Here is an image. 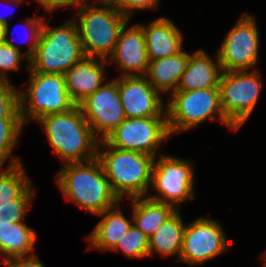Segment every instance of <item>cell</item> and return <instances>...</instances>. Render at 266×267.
I'll list each match as a JSON object with an SVG mask.
<instances>
[{
    "mask_svg": "<svg viewBox=\"0 0 266 267\" xmlns=\"http://www.w3.org/2000/svg\"><path fill=\"white\" fill-rule=\"evenodd\" d=\"M44 10L47 12H53V10L62 8V7H72L76 8L84 0H36Z\"/></svg>",
    "mask_w": 266,
    "mask_h": 267,
    "instance_id": "1f68e13d",
    "label": "cell"
},
{
    "mask_svg": "<svg viewBox=\"0 0 266 267\" xmlns=\"http://www.w3.org/2000/svg\"><path fill=\"white\" fill-rule=\"evenodd\" d=\"M166 115L170 135L197 127L206 120L218 121L237 131L226 119L220 104L218 88L175 91L166 100Z\"/></svg>",
    "mask_w": 266,
    "mask_h": 267,
    "instance_id": "8992f818",
    "label": "cell"
},
{
    "mask_svg": "<svg viewBox=\"0 0 266 267\" xmlns=\"http://www.w3.org/2000/svg\"><path fill=\"white\" fill-rule=\"evenodd\" d=\"M5 38V25L0 22V42H3Z\"/></svg>",
    "mask_w": 266,
    "mask_h": 267,
    "instance_id": "e575fe53",
    "label": "cell"
},
{
    "mask_svg": "<svg viewBox=\"0 0 266 267\" xmlns=\"http://www.w3.org/2000/svg\"><path fill=\"white\" fill-rule=\"evenodd\" d=\"M26 0H1L0 2H1V4L3 3V4H5L6 3V5H7V3L9 4V5H13V4H15L14 6L16 7V5H20V3H23V2H25ZM9 8V7H8ZM11 8V7H10ZM10 15V14H9ZM0 22H2L4 25H7L8 24V21L6 20V17L4 16V15H1L0 14Z\"/></svg>",
    "mask_w": 266,
    "mask_h": 267,
    "instance_id": "d6a6232c",
    "label": "cell"
},
{
    "mask_svg": "<svg viewBox=\"0 0 266 267\" xmlns=\"http://www.w3.org/2000/svg\"><path fill=\"white\" fill-rule=\"evenodd\" d=\"M0 119H22L19 109V89L6 80H0Z\"/></svg>",
    "mask_w": 266,
    "mask_h": 267,
    "instance_id": "83f0119b",
    "label": "cell"
},
{
    "mask_svg": "<svg viewBox=\"0 0 266 267\" xmlns=\"http://www.w3.org/2000/svg\"><path fill=\"white\" fill-rule=\"evenodd\" d=\"M160 0H121L116 6L125 17L131 20L134 13L143 9H157Z\"/></svg>",
    "mask_w": 266,
    "mask_h": 267,
    "instance_id": "f546056e",
    "label": "cell"
},
{
    "mask_svg": "<svg viewBox=\"0 0 266 267\" xmlns=\"http://www.w3.org/2000/svg\"><path fill=\"white\" fill-rule=\"evenodd\" d=\"M149 249V238L134 224L126 231L111 251L124 253L127 258H146Z\"/></svg>",
    "mask_w": 266,
    "mask_h": 267,
    "instance_id": "484cf974",
    "label": "cell"
},
{
    "mask_svg": "<svg viewBox=\"0 0 266 267\" xmlns=\"http://www.w3.org/2000/svg\"><path fill=\"white\" fill-rule=\"evenodd\" d=\"M37 123L42 126L52 151L62 164L85 162L97 157L99 140L78 105L65 113L45 116Z\"/></svg>",
    "mask_w": 266,
    "mask_h": 267,
    "instance_id": "7a4b0ae2",
    "label": "cell"
},
{
    "mask_svg": "<svg viewBox=\"0 0 266 267\" xmlns=\"http://www.w3.org/2000/svg\"><path fill=\"white\" fill-rule=\"evenodd\" d=\"M258 70L223 71L218 84L220 104L227 121L239 130L254 110L262 91Z\"/></svg>",
    "mask_w": 266,
    "mask_h": 267,
    "instance_id": "9c48e42d",
    "label": "cell"
},
{
    "mask_svg": "<svg viewBox=\"0 0 266 267\" xmlns=\"http://www.w3.org/2000/svg\"><path fill=\"white\" fill-rule=\"evenodd\" d=\"M34 253L28 257H18L6 261L4 267H45L43 262Z\"/></svg>",
    "mask_w": 266,
    "mask_h": 267,
    "instance_id": "4dcf8cb0",
    "label": "cell"
},
{
    "mask_svg": "<svg viewBox=\"0 0 266 267\" xmlns=\"http://www.w3.org/2000/svg\"><path fill=\"white\" fill-rule=\"evenodd\" d=\"M36 239V232L24 222L0 223V256L4 258L2 263L33 252Z\"/></svg>",
    "mask_w": 266,
    "mask_h": 267,
    "instance_id": "603a6c76",
    "label": "cell"
},
{
    "mask_svg": "<svg viewBox=\"0 0 266 267\" xmlns=\"http://www.w3.org/2000/svg\"><path fill=\"white\" fill-rule=\"evenodd\" d=\"M167 116L126 118L104 141L121 150L157 157L162 142L170 138ZM161 144V145H160Z\"/></svg>",
    "mask_w": 266,
    "mask_h": 267,
    "instance_id": "30bf717a",
    "label": "cell"
},
{
    "mask_svg": "<svg viewBox=\"0 0 266 267\" xmlns=\"http://www.w3.org/2000/svg\"><path fill=\"white\" fill-rule=\"evenodd\" d=\"M9 29V24L5 25V38L0 42V80L6 81H10L6 72L20 70L22 59L25 58L29 63L28 57L21 51V46L10 40Z\"/></svg>",
    "mask_w": 266,
    "mask_h": 267,
    "instance_id": "4316f807",
    "label": "cell"
},
{
    "mask_svg": "<svg viewBox=\"0 0 266 267\" xmlns=\"http://www.w3.org/2000/svg\"><path fill=\"white\" fill-rule=\"evenodd\" d=\"M191 53L182 50L166 58L149 61L146 78L160 92L176 91L180 78L186 70Z\"/></svg>",
    "mask_w": 266,
    "mask_h": 267,
    "instance_id": "44dd1931",
    "label": "cell"
},
{
    "mask_svg": "<svg viewBox=\"0 0 266 267\" xmlns=\"http://www.w3.org/2000/svg\"><path fill=\"white\" fill-rule=\"evenodd\" d=\"M44 20H45L44 17L41 16L39 17L33 16L31 18L29 17L25 19L26 22L23 25L28 31L26 32L28 38L26 39L27 41L25 42V44L27 43L28 45V49L23 53L28 57V59H30L35 53L37 44L39 43L40 34L44 25Z\"/></svg>",
    "mask_w": 266,
    "mask_h": 267,
    "instance_id": "f1b7e54d",
    "label": "cell"
},
{
    "mask_svg": "<svg viewBox=\"0 0 266 267\" xmlns=\"http://www.w3.org/2000/svg\"><path fill=\"white\" fill-rule=\"evenodd\" d=\"M75 12L78 17L74 15L71 19L76 23L84 55L107 60L115 49L121 28L130 20L115 5H92L86 0Z\"/></svg>",
    "mask_w": 266,
    "mask_h": 267,
    "instance_id": "277c9868",
    "label": "cell"
},
{
    "mask_svg": "<svg viewBox=\"0 0 266 267\" xmlns=\"http://www.w3.org/2000/svg\"><path fill=\"white\" fill-rule=\"evenodd\" d=\"M62 165V170L56 176L60 191L87 213L100 214L121 201L114 193L97 157Z\"/></svg>",
    "mask_w": 266,
    "mask_h": 267,
    "instance_id": "6da1fadb",
    "label": "cell"
},
{
    "mask_svg": "<svg viewBox=\"0 0 266 267\" xmlns=\"http://www.w3.org/2000/svg\"><path fill=\"white\" fill-rule=\"evenodd\" d=\"M214 57L211 58L203 49L191 53L176 91L218 88L223 70L217 53Z\"/></svg>",
    "mask_w": 266,
    "mask_h": 267,
    "instance_id": "ac0fdd59",
    "label": "cell"
},
{
    "mask_svg": "<svg viewBox=\"0 0 266 267\" xmlns=\"http://www.w3.org/2000/svg\"><path fill=\"white\" fill-rule=\"evenodd\" d=\"M97 158L120 200L125 196L131 199L150 194L155 157L110 147L102 140L98 144Z\"/></svg>",
    "mask_w": 266,
    "mask_h": 267,
    "instance_id": "3957f363",
    "label": "cell"
},
{
    "mask_svg": "<svg viewBox=\"0 0 266 267\" xmlns=\"http://www.w3.org/2000/svg\"><path fill=\"white\" fill-rule=\"evenodd\" d=\"M78 106L99 141L104 140L126 119L118 90V77L107 81Z\"/></svg>",
    "mask_w": 266,
    "mask_h": 267,
    "instance_id": "4fadbf2b",
    "label": "cell"
},
{
    "mask_svg": "<svg viewBox=\"0 0 266 267\" xmlns=\"http://www.w3.org/2000/svg\"><path fill=\"white\" fill-rule=\"evenodd\" d=\"M26 171L23 164L0 168V223L24 222L35 194Z\"/></svg>",
    "mask_w": 266,
    "mask_h": 267,
    "instance_id": "5bb4252c",
    "label": "cell"
},
{
    "mask_svg": "<svg viewBox=\"0 0 266 267\" xmlns=\"http://www.w3.org/2000/svg\"><path fill=\"white\" fill-rule=\"evenodd\" d=\"M29 84L27 90H19L21 118L28 122L58 113H65L76 106L71 100L63 74H44L32 71L27 63Z\"/></svg>",
    "mask_w": 266,
    "mask_h": 267,
    "instance_id": "52a82bcc",
    "label": "cell"
},
{
    "mask_svg": "<svg viewBox=\"0 0 266 267\" xmlns=\"http://www.w3.org/2000/svg\"><path fill=\"white\" fill-rule=\"evenodd\" d=\"M96 216H102V219L86 237L90 245L88 249L112 250L133 224L132 217L128 220L123 215L120 202Z\"/></svg>",
    "mask_w": 266,
    "mask_h": 267,
    "instance_id": "ffe728a7",
    "label": "cell"
},
{
    "mask_svg": "<svg viewBox=\"0 0 266 267\" xmlns=\"http://www.w3.org/2000/svg\"><path fill=\"white\" fill-rule=\"evenodd\" d=\"M96 2H97V4H105V5H115V6H117L121 2V0H96Z\"/></svg>",
    "mask_w": 266,
    "mask_h": 267,
    "instance_id": "836d02e7",
    "label": "cell"
},
{
    "mask_svg": "<svg viewBox=\"0 0 266 267\" xmlns=\"http://www.w3.org/2000/svg\"><path fill=\"white\" fill-rule=\"evenodd\" d=\"M121 28L115 49L107 62L116 64L122 77L144 76L147 73L149 59L145 35L139 24Z\"/></svg>",
    "mask_w": 266,
    "mask_h": 267,
    "instance_id": "2e32d148",
    "label": "cell"
},
{
    "mask_svg": "<svg viewBox=\"0 0 266 267\" xmlns=\"http://www.w3.org/2000/svg\"><path fill=\"white\" fill-rule=\"evenodd\" d=\"M128 200L132 203L133 224L148 238L177 211L169 204L157 202L147 197H136Z\"/></svg>",
    "mask_w": 266,
    "mask_h": 267,
    "instance_id": "cb8c5ba5",
    "label": "cell"
},
{
    "mask_svg": "<svg viewBox=\"0 0 266 267\" xmlns=\"http://www.w3.org/2000/svg\"><path fill=\"white\" fill-rule=\"evenodd\" d=\"M22 119H0V164L4 166L7 159L11 160L9 165L22 164L21 158L11 156L19 140L22 128Z\"/></svg>",
    "mask_w": 266,
    "mask_h": 267,
    "instance_id": "d4e9b609",
    "label": "cell"
},
{
    "mask_svg": "<svg viewBox=\"0 0 266 267\" xmlns=\"http://www.w3.org/2000/svg\"><path fill=\"white\" fill-rule=\"evenodd\" d=\"M225 236L218 220L201 216L186 223L179 262L201 265L221 256L229 249Z\"/></svg>",
    "mask_w": 266,
    "mask_h": 267,
    "instance_id": "7c38bea8",
    "label": "cell"
},
{
    "mask_svg": "<svg viewBox=\"0 0 266 267\" xmlns=\"http://www.w3.org/2000/svg\"><path fill=\"white\" fill-rule=\"evenodd\" d=\"M46 23L44 21L35 53L29 59V68L44 74H64L85 57L76 23L69 19L54 28Z\"/></svg>",
    "mask_w": 266,
    "mask_h": 267,
    "instance_id": "5b68a950",
    "label": "cell"
},
{
    "mask_svg": "<svg viewBox=\"0 0 266 267\" xmlns=\"http://www.w3.org/2000/svg\"><path fill=\"white\" fill-rule=\"evenodd\" d=\"M261 258H262L263 261H264V265H263V267H266V254L263 253Z\"/></svg>",
    "mask_w": 266,
    "mask_h": 267,
    "instance_id": "d590c367",
    "label": "cell"
},
{
    "mask_svg": "<svg viewBox=\"0 0 266 267\" xmlns=\"http://www.w3.org/2000/svg\"><path fill=\"white\" fill-rule=\"evenodd\" d=\"M106 64L109 63L105 59L85 56L63 74L68 94L76 105L106 83Z\"/></svg>",
    "mask_w": 266,
    "mask_h": 267,
    "instance_id": "e0dca14e",
    "label": "cell"
},
{
    "mask_svg": "<svg viewBox=\"0 0 266 267\" xmlns=\"http://www.w3.org/2000/svg\"><path fill=\"white\" fill-rule=\"evenodd\" d=\"M194 175V166L190 161L160 153L159 158L154 160L149 188V191L153 188L157 193L146 197L178 210L180 204L194 199Z\"/></svg>",
    "mask_w": 266,
    "mask_h": 267,
    "instance_id": "ba28073f",
    "label": "cell"
},
{
    "mask_svg": "<svg viewBox=\"0 0 266 267\" xmlns=\"http://www.w3.org/2000/svg\"><path fill=\"white\" fill-rule=\"evenodd\" d=\"M145 35L149 61L166 58L182 51L183 35L172 20L160 17L141 25Z\"/></svg>",
    "mask_w": 266,
    "mask_h": 267,
    "instance_id": "d6986e66",
    "label": "cell"
},
{
    "mask_svg": "<svg viewBox=\"0 0 266 267\" xmlns=\"http://www.w3.org/2000/svg\"><path fill=\"white\" fill-rule=\"evenodd\" d=\"M185 226L186 222L177 210L149 237V257L153 258L156 253L161 257L176 256L179 262Z\"/></svg>",
    "mask_w": 266,
    "mask_h": 267,
    "instance_id": "7402d4cb",
    "label": "cell"
},
{
    "mask_svg": "<svg viewBox=\"0 0 266 267\" xmlns=\"http://www.w3.org/2000/svg\"><path fill=\"white\" fill-rule=\"evenodd\" d=\"M255 16L243 13L225 35L217 50L223 71L255 70L259 54L260 35Z\"/></svg>",
    "mask_w": 266,
    "mask_h": 267,
    "instance_id": "8fae6325",
    "label": "cell"
},
{
    "mask_svg": "<svg viewBox=\"0 0 266 267\" xmlns=\"http://www.w3.org/2000/svg\"><path fill=\"white\" fill-rule=\"evenodd\" d=\"M118 90L126 118L167 116L162 94L146 76L118 77Z\"/></svg>",
    "mask_w": 266,
    "mask_h": 267,
    "instance_id": "9a60e30c",
    "label": "cell"
}]
</instances>
